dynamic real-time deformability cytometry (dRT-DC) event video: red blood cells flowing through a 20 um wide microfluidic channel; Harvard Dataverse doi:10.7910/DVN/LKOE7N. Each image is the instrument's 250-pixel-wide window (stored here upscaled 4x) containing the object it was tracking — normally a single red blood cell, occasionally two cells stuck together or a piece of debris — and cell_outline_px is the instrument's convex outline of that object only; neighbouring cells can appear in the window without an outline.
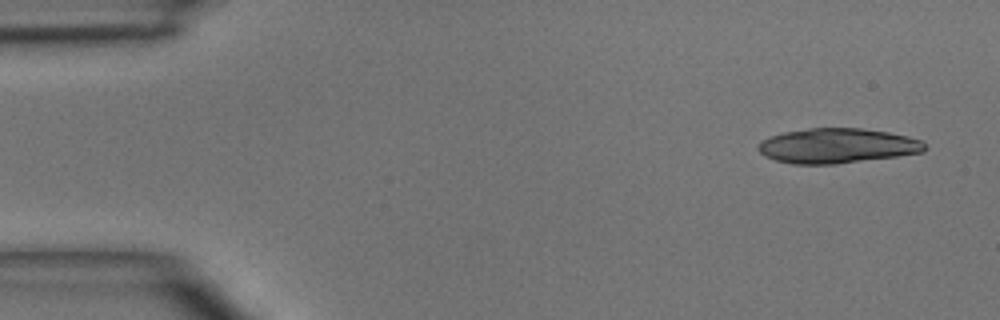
{"species": "common noctule bat (a hibernating species)", "species_latin": "Nyctalus noctula", "temperature_condition": "room temperature", "stored_images_in_passage": 3, "camera_frame_rate_fps": 3000, "um_per_image_px": 0.085, "animal": {"sex": "male", "body_mass_g": 15.6}, "frame": {"image": 1, "passage_image": 1, "time_ms": 0.0, "image_size_px": [1000, 320], "cell_outline_px": [[928, 148], [924, 152], [896, 156], [836, 164], [792, 164], [776, 160], [764, 156], [756, 148], [756, 144], [772, 136], [784, 132], [808, 128], [860, 128], [888, 132], [908, 136], [924, 140]], "centroid_in_image_um": [71.19, 12.39], "position_along_channel_um": 13.8, "area_um2": 33.99}}